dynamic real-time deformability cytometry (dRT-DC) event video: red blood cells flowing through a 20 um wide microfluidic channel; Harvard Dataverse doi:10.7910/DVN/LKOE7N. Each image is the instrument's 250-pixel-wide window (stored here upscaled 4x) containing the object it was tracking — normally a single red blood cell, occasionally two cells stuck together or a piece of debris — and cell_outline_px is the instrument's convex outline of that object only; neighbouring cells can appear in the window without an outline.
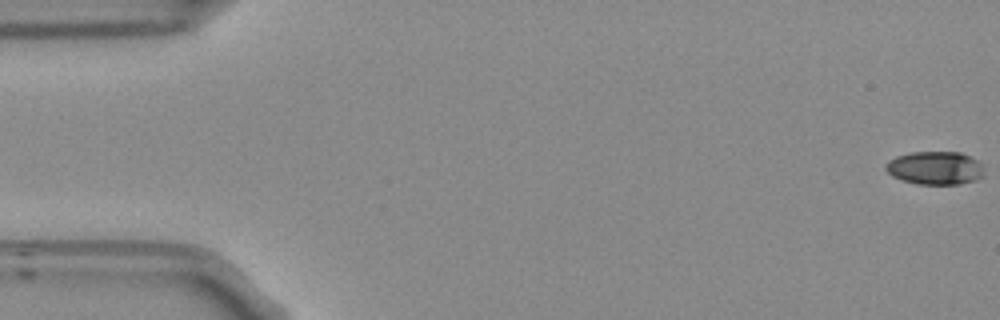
{"species": "Egyptian fruit bat (a non-hibernating species)", "species_latin": "Rousettus aegyptiacus", "temperature_condition": "room temperature", "stored_images_in_passage": 54, "camera_frame_rate_fps": 3000, "um_per_image_px": 0.085, "frame": {"image": 1, "passage_image": 1, "time_ms": 0.0, "image_size_px": [1000, 320], "cell_outline_px": [[984, 176], [976, 180], [960, 184], [916, 184], [900, 180], [892, 176], [884, 168], [884, 164], [888, 160], [896, 156], [912, 152], [960, 152], [976, 160], [980, 164]], "centroid_in_image_um": [79.43, 14.29], "position_along_channel_um": 5.6, "area_um2": 19.13}}
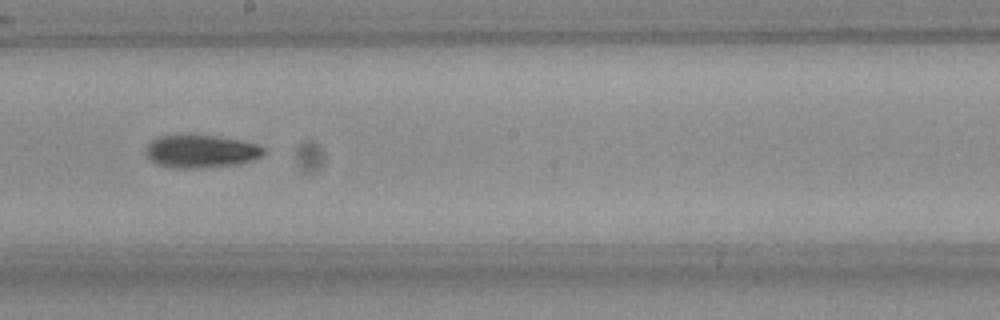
{"frame": {"image": 2, "passage_image": 30, "time_ms": 9.667, "image_size_px": [1000, 320], "cell_outline_px": [[264, 152], [260, 156], [252, 160], [240, 164], [200, 168], [172, 168], [156, 164], [148, 160], [144, 152], [148, 144], [152, 140], [160, 136], [212, 136], [236, 140], [256, 144], [264, 148]], "centroid_in_image_um": [17.02, 12.9], "position_along_channel_um": 231.2, "area_um2": 22.31}}
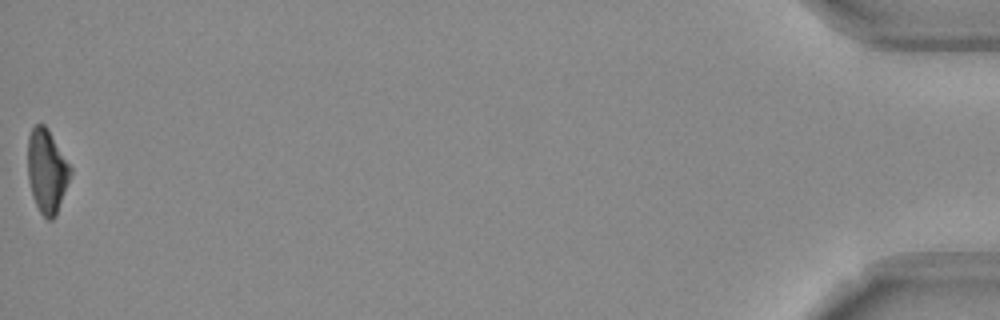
{"frame": {"image": 3, "passage_image": 54, "time_ms": 17.667, "image_size_px": [1000, 320], "cell_outline_px": [[72, 172], [56, 216], [52, 220], [48, 220], [40, 212], [32, 196], [28, 180], [28, 136], [32, 128], [36, 124], [44, 124], [48, 128], [72, 168]], "centroid_in_image_um": [3.99, 14.53], "position_along_channel_um": 431.2, "area_um2": 20.87}, "authors_computed_cell_mechanics": {"area_um2": 21.386, "velocity_mm_per_s": 3.8138, "shape_relaxation_time_tau1_ms": 4.0932, "shape_relaxation_time_tau2_ms": null, "deformation_change_tau1": 0.1683, "deformation_change_tau2": null}}